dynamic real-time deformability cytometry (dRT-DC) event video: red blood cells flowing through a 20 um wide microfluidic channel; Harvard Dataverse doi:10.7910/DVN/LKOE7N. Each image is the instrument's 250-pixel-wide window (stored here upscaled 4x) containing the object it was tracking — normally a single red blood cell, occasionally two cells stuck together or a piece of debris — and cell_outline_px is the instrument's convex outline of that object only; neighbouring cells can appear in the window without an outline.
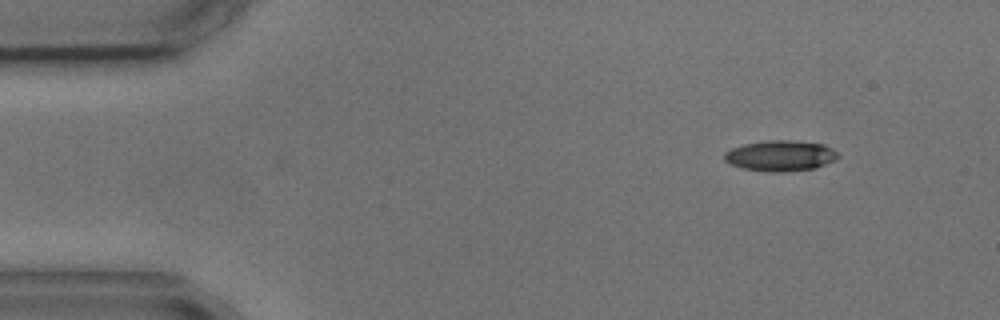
{"species": "common noctule bat (a hibernating species)", "species_latin": "Nyctalus noctula", "temperature_condition": "cold", "stored_images_in_passage": 4, "camera_frame_rate_fps": 3000, "um_per_image_px": 0.085, "animal": {"sex": "male", "body_mass_g": 17.9, "forearm_length_mm": 54.2}, "frame": {"image": 1, "passage_image": 1, "time_ms": 0.0, "image_size_px": [1000, 320], "cell_outline_px": [[840, 156], [836, 160], [816, 168], [784, 172], [768, 172], [740, 168], [728, 164], [724, 160], [724, 152], [732, 148], [744, 144], [768, 140], [796, 140], [824, 144], [832, 148]], "centroid_in_image_um": [66.33, 13.24], "position_along_channel_um": 18.7, "area_um2": 20.69}}
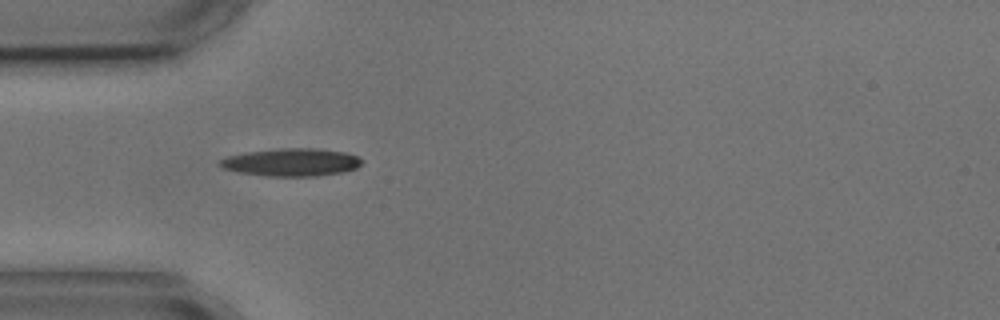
{"frame": {"image": 2, "passage_image": 3, "time_ms": 3.333, "image_size_px": [1000, 320], "cell_outline_px": [[364, 160], [356, 168], [344, 172], [316, 176], [264, 176], [240, 172], [224, 168], [220, 164], [220, 160], [228, 156], [248, 152], [280, 148], [316, 148], [344, 152], [356, 156]], "centroid_in_image_um": [24.81, 13.79], "position_along_channel_um": 60.2, "area_um2": 22.77}}